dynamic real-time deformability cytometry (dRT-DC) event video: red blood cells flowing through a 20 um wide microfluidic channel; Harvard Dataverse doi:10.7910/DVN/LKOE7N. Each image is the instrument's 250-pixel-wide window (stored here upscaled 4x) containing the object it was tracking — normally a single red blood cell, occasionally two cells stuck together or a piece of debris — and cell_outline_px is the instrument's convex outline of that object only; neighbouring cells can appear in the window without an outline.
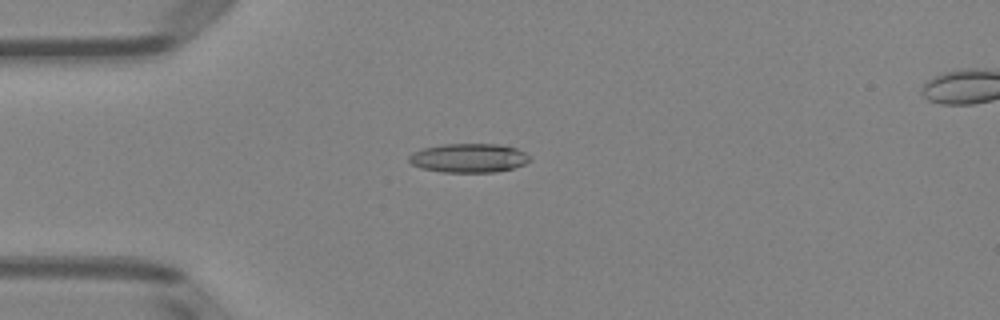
{"species": "Egyptian fruit bat (a non-hibernating species)", "species_latin": "Rousettus aegyptiacus", "temperature_condition": "room temperature", "stored_images_in_passage": 5, "camera_frame_rate_fps": 3000, "um_per_image_px": 0.085, "animal": {"sex": "female"}, "frame": {"image": 1, "passage_image": 4, "time_ms": 3.333, "image_size_px": [1000, 320], "cell_outline_px": [[532, 160], [524, 164], [512, 168], [496, 172], [440, 172], [420, 168], [412, 164], [408, 160], [408, 156], [412, 152], [424, 148], [444, 144], [500, 144], [516, 148], [532, 156]], "centroid_in_image_um": [39.85, 13.43], "position_along_channel_um": 45.1, "area_um2": 20.58}}